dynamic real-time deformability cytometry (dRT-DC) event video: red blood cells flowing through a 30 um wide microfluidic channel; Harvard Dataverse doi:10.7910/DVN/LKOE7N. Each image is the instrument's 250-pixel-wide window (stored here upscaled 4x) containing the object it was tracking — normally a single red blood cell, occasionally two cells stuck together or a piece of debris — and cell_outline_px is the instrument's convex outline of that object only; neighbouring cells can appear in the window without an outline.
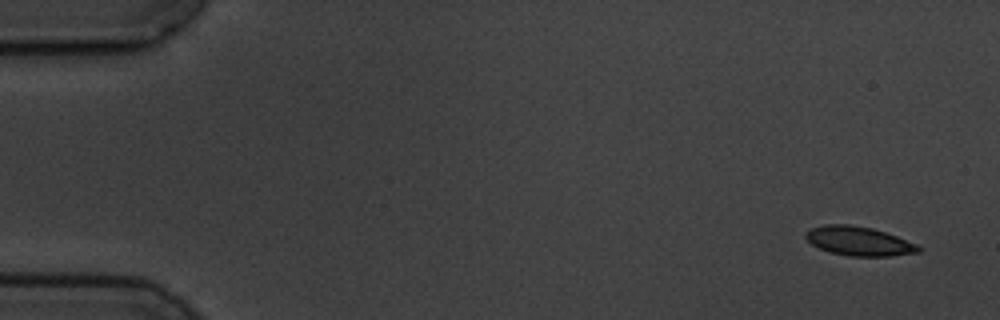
{"species": "common noctule bat (a hibernating species)", "species_latin": "Nyctalus noctula", "temperature_condition": "cold", "stored_images_in_passage": 5, "camera_frame_rate_fps": 3000, "um_per_image_px": 0.085, "animal": {"sex": "male", "body_mass_g": 19.5, "forearm_length_mm": 54.6}, "frame": {"image": 1, "passage_image": 1, "time_ms": 0.0, "image_size_px": [1000, 320], "cell_outline_px": [[924, 248], [920, 252], [892, 256], [848, 256], [828, 252], [812, 244], [804, 236], [804, 232], [812, 228], [824, 224], [848, 224], [872, 228], [896, 236], [916, 244]], "centroid_in_image_um": [73.0, 20.5], "position_along_channel_um": 12.0, "area_um2": 19.19}}
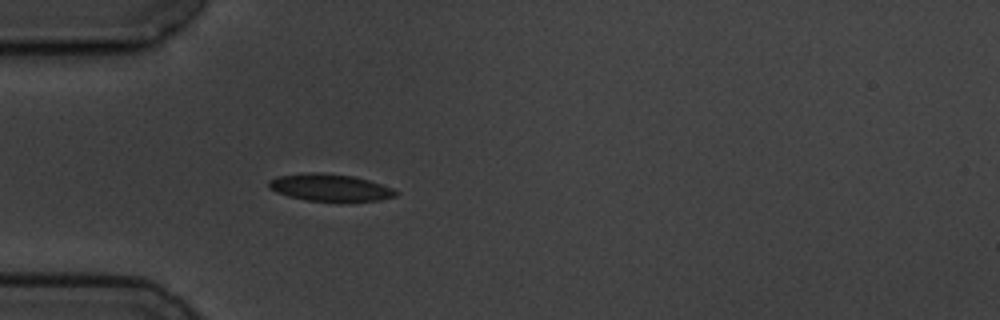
{"frame": {"image": 2, "passage_image": 5, "time_ms": 4.667, "image_size_px": [1000, 320], "cell_outline_px": [[400, 192], [396, 196], [380, 200], [348, 204], [304, 200], [288, 196], [276, 192], [268, 188], [268, 180], [280, 176], [312, 172], [320, 172], [352, 176], [368, 180], [392, 188]], "centroid_in_image_um": [28.09, 15.99], "position_along_channel_um": 56.9, "area_um2": 20.81}}